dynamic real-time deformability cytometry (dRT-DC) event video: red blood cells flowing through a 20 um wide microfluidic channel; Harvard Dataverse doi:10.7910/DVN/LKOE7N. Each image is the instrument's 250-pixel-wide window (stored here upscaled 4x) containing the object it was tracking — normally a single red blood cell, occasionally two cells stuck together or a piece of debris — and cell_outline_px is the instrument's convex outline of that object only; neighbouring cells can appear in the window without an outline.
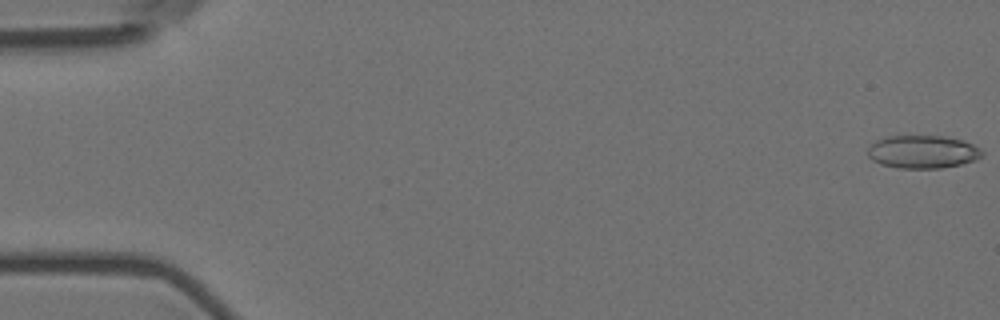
{"species": "Egyptian fruit bat (a non-hibernating species)", "species_latin": "Rousettus aegyptiacus", "temperature_condition": "room temperature", "stored_images_in_passage": 5, "camera_frame_rate_fps": 3000, "um_per_image_px": 0.085, "animal": {"sex": "female"}, "frame": {"image": 1, "passage_image": 1, "time_ms": 0.0, "image_size_px": [1000, 320], "cell_outline_px": [[984, 156], [976, 160], [960, 164], [940, 168], [900, 168], [880, 164], [872, 160], [868, 156], [868, 144], [884, 136], [948, 136], [964, 140], [980, 148], [984, 152]], "centroid_in_image_um": [78.43, 12.89], "position_along_channel_um": 6.6, "area_um2": 22.31}}